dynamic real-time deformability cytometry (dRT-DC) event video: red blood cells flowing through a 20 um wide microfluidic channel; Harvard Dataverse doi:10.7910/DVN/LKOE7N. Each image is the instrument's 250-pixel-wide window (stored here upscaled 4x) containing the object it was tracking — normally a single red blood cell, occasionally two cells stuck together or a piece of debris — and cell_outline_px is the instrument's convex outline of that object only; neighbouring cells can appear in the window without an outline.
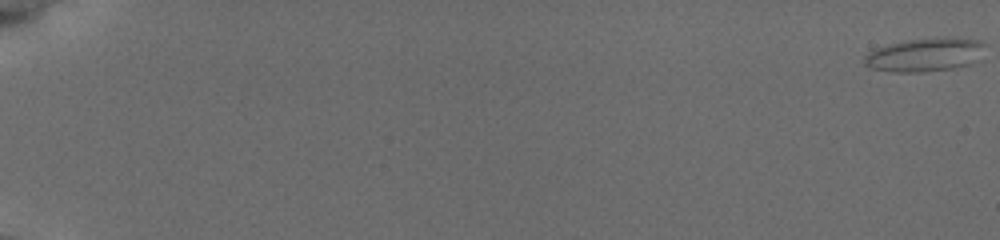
{"species": "common noctule bat (a hibernating species)", "species_latin": "Nyctalus noctula", "temperature_condition": "cold", "stored_images_in_passage": 58, "camera_frame_rate_fps": 3000, "um_per_image_px": 0.085, "animal": {"sex": "female", "body_mass_g": 19.5, "forearm_length_mm": 54.1}, "frame": {"image": 1, "passage_image": 1, "time_ms": 0.0, "image_size_px": [1000, 240], "cell_outline_px": [[984, 44], [968, 64], [952, 68], [916, 72], [892, 72], [872, 68], [864, 64], [864, 56], [868, 52], [892, 44], [908, 40], [980, 40]], "centroid_in_image_um": [78.45, 4.71], "position_along_channel_um": 6.5, "area_um2": 21.73}}
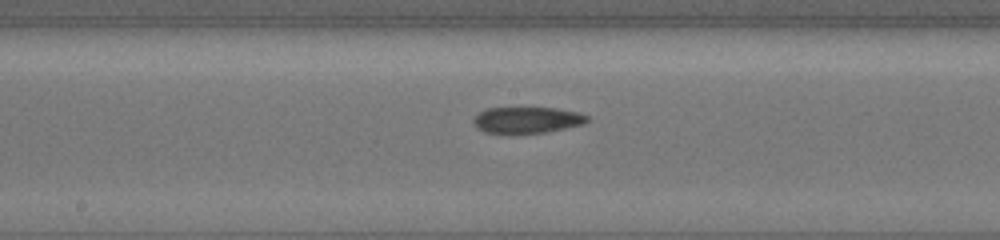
{"frame": {"image": 2, "passage_image": 34, "time_ms": 11.0, "image_size_px": [1000, 240], "cell_outline_px": [[588, 120], [584, 124], [548, 132], [484, 132], [476, 128], [472, 120], [480, 112], [488, 108], [556, 108], [576, 112], [588, 116]], "centroid_in_image_um": [44.81, 10.19], "position_along_channel_um": 203.4, "area_um2": 17.05}}
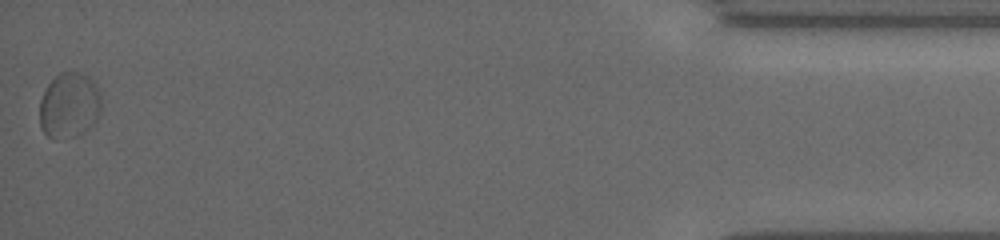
{"frame": {"image": 3, "passage_image": 58, "time_ms": 19.0, "image_size_px": [1000, 240], "cell_outline_px": [[100, 112], [96, 120], [84, 132], [76, 136], [48, 136], [44, 132], [40, 124], [40, 100], [48, 84], [60, 72], [80, 72], [88, 76], [96, 84], [100, 96]], "centroid_in_image_um": [5.9, 8.91], "position_along_channel_um": 429.3, "area_um2": 23.12}, "authors_computed_cell_mechanics": {"area_um2": 18.6405, "velocity_mm_per_s": 3.759, "shape_relaxation_time_tau1_ms": null, "shape_relaxation_time_tau2_ms": 8.4204, "deformation_change_tau1": null, "deformation_change_tau2": 0.1136}}